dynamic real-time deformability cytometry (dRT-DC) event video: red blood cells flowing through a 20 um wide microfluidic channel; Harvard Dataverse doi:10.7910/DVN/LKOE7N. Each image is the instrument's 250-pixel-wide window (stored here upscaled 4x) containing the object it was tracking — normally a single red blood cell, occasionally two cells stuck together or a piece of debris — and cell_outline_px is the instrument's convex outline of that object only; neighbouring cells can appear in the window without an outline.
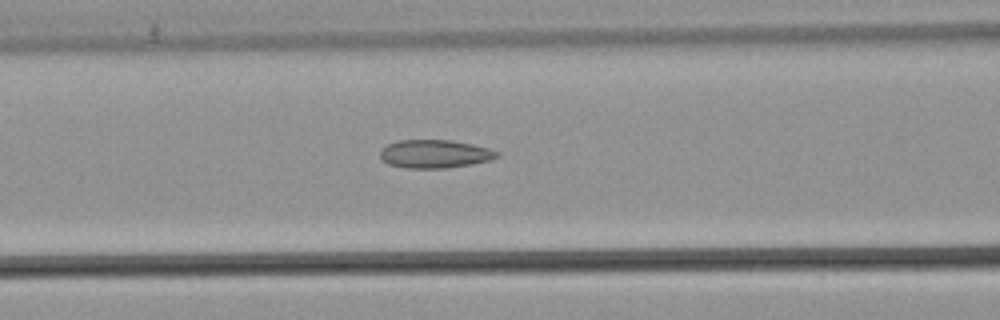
{"species": "common noctule bat (a hibernating species)", "species_latin": "Nyctalus noctula", "temperature_condition": "warm", "stored_images_in_passage": 27, "camera_frame_rate_fps": 3000, "um_per_image_px": 0.085, "animal": {"sex": "male", "body_mass_g": 21.5, "forearm_length_mm": 52.0}, "frame": {"image": 1, "passage_image": 23, "time_ms": 7.333, "image_size_px": [1000, 320], "cell_outline_px": [[500, 156], [492, 160], [472, 164], [448, 168], [404, 168], [388, 164], [380, 156], [380, 152], [388, 144], [396, 140], [452, 140], [472, 144], [488, 148], [500, 152]], "centroid_in_image_um": [37.0, 13.08], "position_along_channel_um": 129.6, "area_um2": 19.36}}
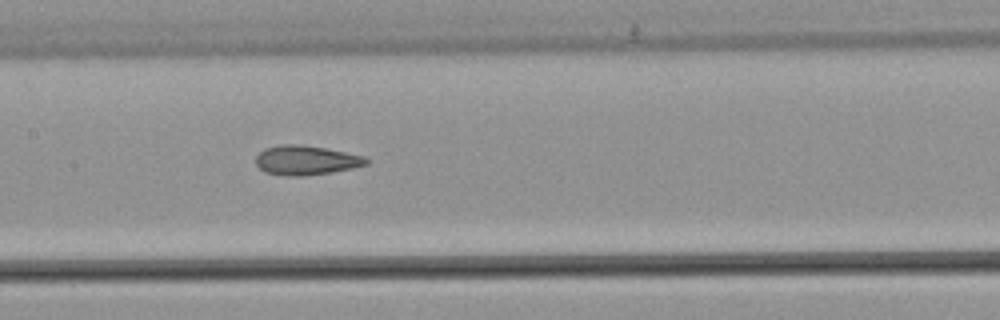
{"frame": {"image": 2, "passage_image": 27, "time_ms": 8.667, "image_size_px": [1000, 320], "cell_outline_px": [[368, 164], [352, 168], [332, 172], [304, 176], [288, 176], [264, 172], [256, 164], [256, 156], [264, 148], [284, 144], [300, 144], [324, 148], [364, 156], [368, 160]], "centroid_in_image_um": [25.99, 13.62], "position_along_channel_um": 181.4, "area_um2": 18.84}}